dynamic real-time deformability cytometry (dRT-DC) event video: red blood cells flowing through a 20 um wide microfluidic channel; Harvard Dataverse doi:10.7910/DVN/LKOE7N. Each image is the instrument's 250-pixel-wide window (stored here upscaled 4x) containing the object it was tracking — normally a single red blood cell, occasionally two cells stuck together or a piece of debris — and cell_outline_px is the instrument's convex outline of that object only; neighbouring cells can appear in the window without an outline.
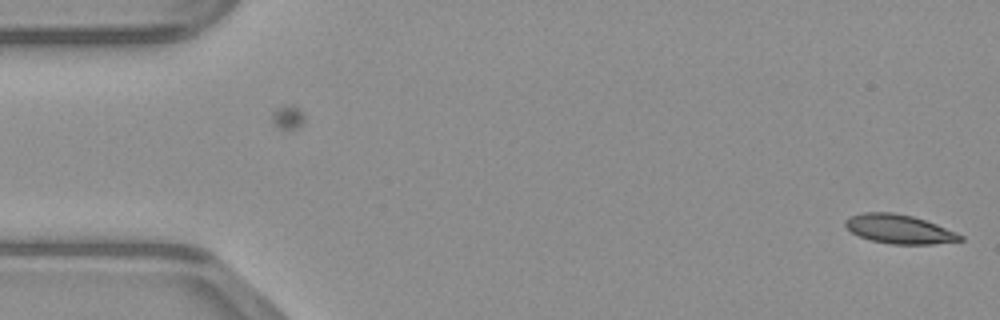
{"species": "common noctule bat (a hibernating species)", "species_latin": "Nyctalus noctula", "temperature_condition": "warm", "stored_images_in_passage": 6, "camera_frame_rate_fps": 3000, "um_per_image_px": 0.085, "animal": {"sex": "male", "body_mass_g": 23.1, "forearm_length_mm": 52.7}, "frame": {"image": 1, "passage_image": 6, "time_ms": 1.667, "image_size_px": [1000, 320], "cell_outline_px": [[964, 240], [932, 244], [892, 244], [872, 240], [860, 236], [852, 232], [844, 224], [844, 220], [848, 216], [864, 212], [892, 212], [912, 216], [936, 224], [956, 232], [964, 236]], "centroid_in_image_um": [76.42, 19.46], "position_along_channel_um": 8.6, "area_um2": 19.31}}